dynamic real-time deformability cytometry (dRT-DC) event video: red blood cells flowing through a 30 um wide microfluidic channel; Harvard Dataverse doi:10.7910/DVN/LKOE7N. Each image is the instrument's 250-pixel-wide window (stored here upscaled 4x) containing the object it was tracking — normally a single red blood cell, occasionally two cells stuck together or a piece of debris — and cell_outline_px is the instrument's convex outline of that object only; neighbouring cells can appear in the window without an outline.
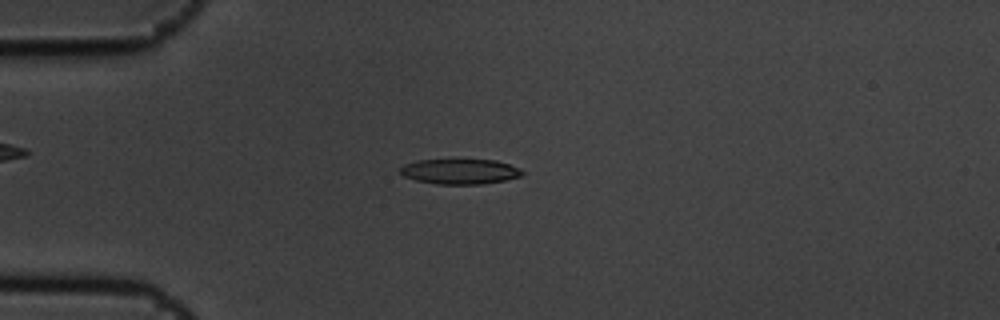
{"species": "common noctule bat (a hibernating species)", "species_latin": "Nyctalus noctula", "temperature_condition": "cold", "stored_images_in_passage": 4, "camera_frame_rate_fps": 3000, "um_per_image_px": 0.085, "animal": {"sex": "male", "body_mass_g": 19.5, "forearm_length_mm": 54.6}, "frame": {"image": 1, "passage_image": 4, "time_ms": 1.0, "image_size_px": [1000, 320], "cell_outline_px": [[524, 176], [484, 184], [436, 184], [416, 180], [404, 176], [400, 172], [400, 168], [404, 164], [420, 160], [496, 160], [508, 164], [524, 172]], "centroid_in_image_um": [39.1, 14.58], "position_along_channel_um": 45.9, "area_um2": 17.74}}